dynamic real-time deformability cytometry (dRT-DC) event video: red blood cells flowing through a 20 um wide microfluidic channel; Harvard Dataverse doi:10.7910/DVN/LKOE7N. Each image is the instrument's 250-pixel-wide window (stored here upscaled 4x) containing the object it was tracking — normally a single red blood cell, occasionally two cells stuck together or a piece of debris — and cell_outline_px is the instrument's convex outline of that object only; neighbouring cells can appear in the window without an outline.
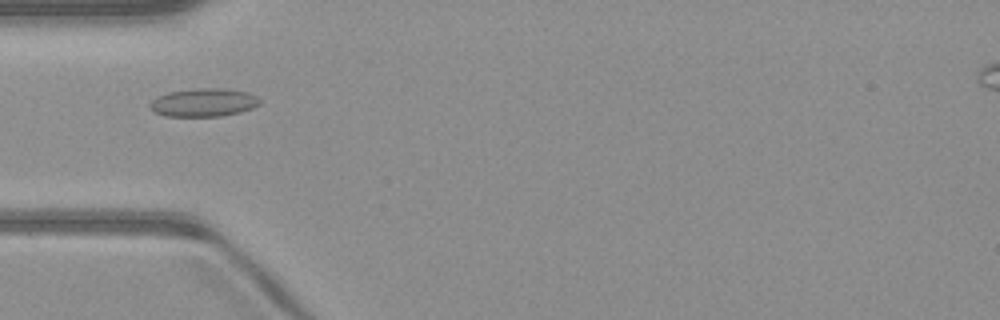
{"species": "common noctule bat (a hibernating species)", "species_latin": "Nyctalus noctula", "temperature_condition": "warm", "stored_images_in_passage": 45, "camera_frame_rate_fps": 3000, "um_per_image_px": 0.085, "animal": {"sex": "male", "body_mass_g": 23.1, "forearm_length_mm": 52.7}, "frame": {"image": 1, "passage_image": 11, "time_ms": 3.333, "image_size_px": [1000, 320], "cell_outline_px": [[260, 104], [252, 108], [240, 112], [220, 116], [164, 116], [156, 112], [148, 104], [152, 100], [168, 92], [196, 88], [224, 88], [248, 92], [256, 96], [260, 100]], "centroid_in_image_um": [17.33, 8.7], "position_along_channel_um": 67.7, "area_um2": 17.98}}
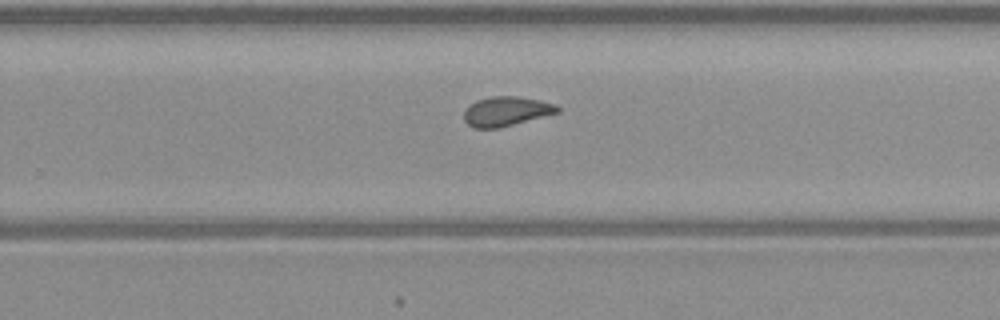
{"frame": {"image": 2, "passage_image": 27, "time_ms": 8.667, "image_size_px": [1000, 320], "cell_outline_px": [[560, 112], [500, 128], [472, 128], [464, 120], [464, 108], [468, 104], [476, 100], [492, 96], [516, 96], [540, 100], [556, 104], [560, 108]], "centroid_in_image_um": [43.01, 9.46], "position_along_channel_um": 286.8, "area_um2": 16.3}}
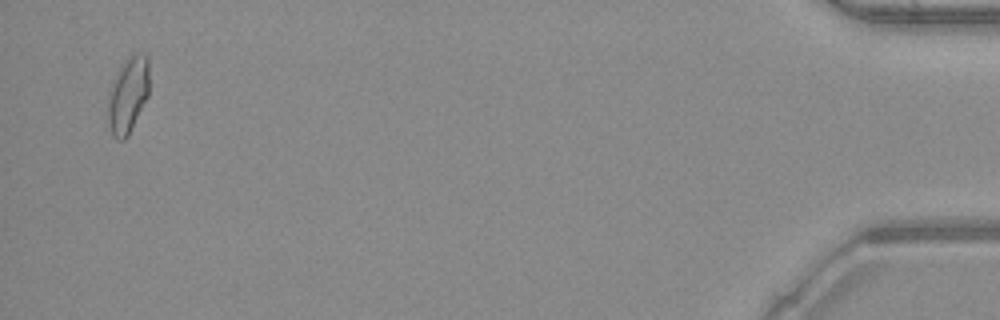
{"frame": {"image": 3, "passage_image": 44, "time_ms": 14.333, "image_size_px": [1000, 320], "cell_outline_px": [[148, 96], [128, 136], [124, 140], [116, 140], [112, 136], [108, 124], [108, 92], [124, 60], [132, 52], [144, 52], [148, 56]], "centroid_in_image_um": [10.88, 8.06], "position_along_channel_um": 424.3, "area_um2": 18.5}, "authors_computed_cell_mechanics": {"area_um2": 16.5886, "velocity_mm_per_s": 4.0963, "shape_relaxation_time_tau1_ms": null, "shape_relaxation_time_tau2_ms": 1.5378, "deformation_change_tau1": null, "deformation_change_tau2": 0.0536}}